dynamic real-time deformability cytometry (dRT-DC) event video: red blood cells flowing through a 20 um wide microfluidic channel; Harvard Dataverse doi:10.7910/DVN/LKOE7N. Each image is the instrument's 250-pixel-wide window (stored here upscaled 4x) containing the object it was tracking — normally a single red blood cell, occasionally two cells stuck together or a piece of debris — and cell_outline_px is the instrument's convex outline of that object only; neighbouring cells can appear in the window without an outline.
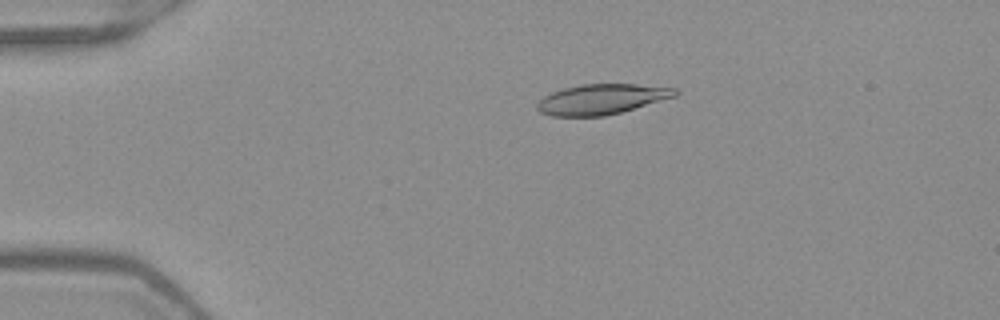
{"species": "Egyptian fruit bat (a non-hibernating species)", "species_latin": "Rousettus aegyptiacus", "temperature_condition": "warm", "stored_images_in_passage": 51, "camera_frame_rate_fps": 3000, "um_per_image_px": 0.085, "frame": {"image": 1, "passage_image": 11, "time_ms": 3.333, "image_size_px": [1000, 320], "cell_outline_px": [[680, 92], [676, 96], [620, 112], [604, 116], [552, 116], [540, 112], [536, 108], [536, 104], [544, 96], [552, 92], [564, 88], [580, 84], [636, 84], [676, 88]], "centroid_in_image_um": [51.13, 8.43], "position_along_channel_um": 33.9, "area_um2": 24.22}}
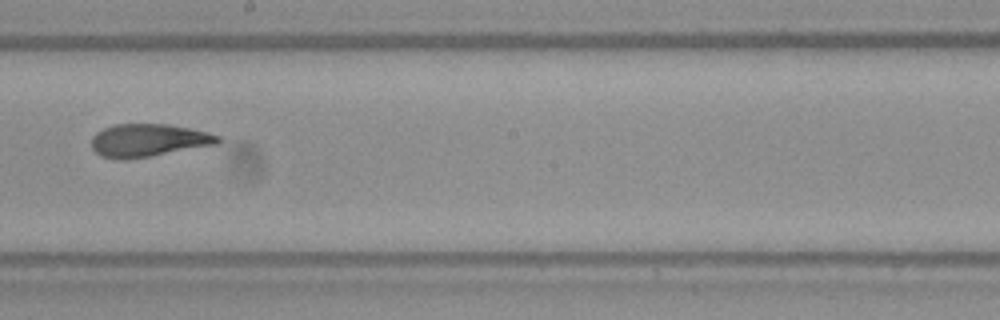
{"frame": {"image": 2, "passage_image": 30, "time_ms": 9.667, "image_size_px": [1000, 320], "cell_outline_px": [[224, 140], [220, 144], [124, 160], [120, 160], [100, 156], [92, 148], [92, 136], [96, 132], [104, 128], [116, 124], [168, 124], [208, 132], [220, 136]], "centroid_in_image_um": [12.64, 11.93], "position_along_channel_um": 235.6, "area_um2": 24.28}}
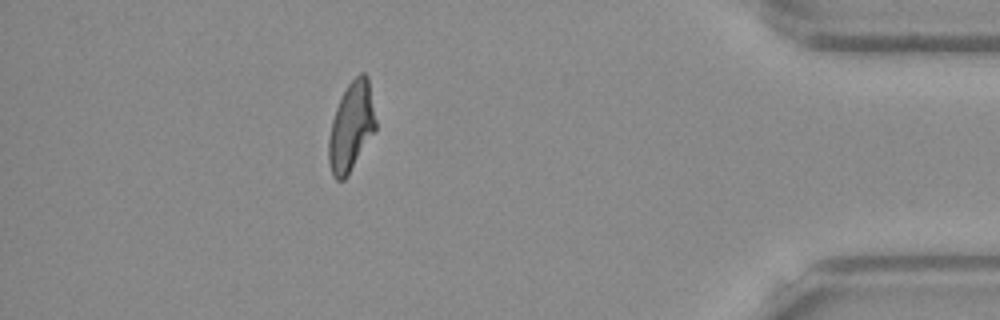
{"frame": {"image": 3, "passage_image": 46, "time_ms": 15.0, "image_size_px": [1000, 320], "cell_outline_px": [[376, 128], [348, 176], [344, 180], [336, 180], [332, 176], [328, 164], [328, 140], [332, 120], [336, 108], [348, 84], [360, 72], [364, 72], [368, 76], [376, 120]], "centroid_in_image_um": [29.84, 10.8], "position_along_channel_um": 405.4, "area_um2": 24.33}, "authors_computed_cell_mechanics": {"area_um2": 24.4494, "velocity_mm_per_s": 3.9851, "shape_relaxation_time_tau1_ms": 8.3224, "shape_relaxation_time_tau2_ms": 2.3011, "deformation_change_tau1": 0.2424, "deformation_change_tau2": 0.1067}}